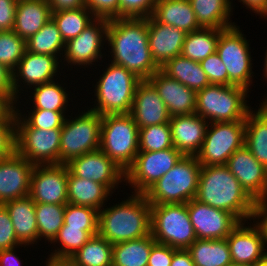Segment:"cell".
I'll use <instances>...</instances> for the list:
<instances>
[{
    "label": "cell",
    "mask_w": 267,
    "mask_h": 266,
    "mask_svg": "<svg viewBox=\"0 0 267 266\" xmlns=\"http://www.w3.org/2000/svg\"><path fill=\"white\" fill-rule=\"evenodd\" d=\"M157 0H120V18L151 17Z\"/></svg>",
    "instance_id": "7dc6e473"
},
{
    "label": "cell",
    "mask_w": 267,
    "mask_h": 266,
    "mask_svg": "<svg viewBox=\"0 0 267 266\" xmlns=\"http://www.w3.org/2000/svg\"><path fill=\"white\" fill-rule=\"evenodd\" d=\"M52 19L56 23L64 42L77 37L95 17L86 6L61 10L52 13Z\"/></svg>",
    "instance_id": "60d3db41"
},
{
    "label": "cell",
    "mask_w": 267,
    "mask_h": 266,
    "mask_svg": "<svg viewBox=\"0 0 267 266\" xmlns=\"http://www.w3.org/2000/svg\"><path fill=\"white\" fill-rule=\"evenodd\" d=\"M112 250L113 245L96 234L67 262L71 266H112Z\"/></svg>",
    "instance_id": "8d00e7d4"
},
{
    "label": "cell",
    "mask_w": 267,
    "mask_h": 266,
    "mask_svg": "<svg viewBox=\"0 0 267 266\" xmlns=\"http://www.w3.org/2000/svg\"><path fill=\"white\" fill-rule=\"evenodd\" d=\"M106 44L108 58L141 80H148L160 67L152 58L148 40V18L109 20ZM111 55V56H110Z\"/></svg>",
    "instance_id": "6da1fadb"
},
{
    "label": "cell",
    "mask_w": 267,
    "mask_h": 266,
    "mask_svg": "<svg viewBox=\"0 0 267 266\" xmlns=\"http://www.w3.org/2000/svg\"><path fill=\"white\" fill-rule=\"evenodd\" d=\"M170 123L139 128V152L160 151L172 148Z\"/></svg>",
    "instance_id": "b9f144b4"
},
{
    "label": "cell",
    "mask_w": 267,
    "mask_h": 266,
    "mask_svg": "<svg viewBox=\"0 0 267 266\" xmlns=\"http://www.w3.org/2000/svg\"><path fill=\"white\" fill-rule=\"evenodd\" d=\"M43 266H71L67 261H52V260H45Z\"/></svg>",
    "instance_id": "94428289"
},
{
    "label": "cell",
    "mask_w": 267,
    "mask_h": 266,
    "mask_svg": "<svg viewBox=\"0 0 267 266\" xmlns=\"http://www.w3.org/2000/svg\"><path fill=\"white\" fill-rule=\"evenodd\" d=\"M61 129L30 127L15 112V151L33 165L60 164Z\"/></svg>",
    "instance_id": "7c38bea8"
},
{
    "label": "cell",
    "mask_w": 267,
    "mask_h": 266,
    "mask_svg": "<svg viewBox=\"0 0 267 266\" xmlns=\"http://www.w3.org/2000/svg\"><path fill=\"white\" fill-rule=\"evenodd\" d=\"M170 266H195L187 249H176Z\"/></svg>",
    "instance_id": "680465c9"
},
{
    "label": "cell",
    "mask_w": 267,
    "mask_h": 266,
    "mask_svg": "<svg viewBox=\"0 0 267 266\" xmlns=\"http://www.w3.org/2000/svg\"><path fill=\"white\" fill-rule=\"evenodd\" d=\"M26 51V41L12 31H0V64L10 71L17 68Z\"/></svg>",
    "instance_id": "ee69618b"
},
{
    "label": "cell",
    "mask_w": 267,
    "mask_h": 266,
    "mask_svg": "<svg viewBox=\"0 0 267 266\" xmlns=\"http://www.w3.org/2000/svg\"><path fill=\"white\" fill-rule=\"evenodd\" d=\"M108 23L109 20L107 19L95 18L77 37L65 43V51L61 60L64 73L66 69L67 72L69 68V71L73 70V66L79 72L81 68L83 72L89 66L88 70L94 66L95 69H97V66H104L102 63L107 55L106 33Z\"/></svg>",
    "instance_id": "30bf717a"
},
{
    "label": "cell",
    "mask_w": 267,
    "mask_h": 266,
    "mask_svg": "<svg viewBox=\"0 0 267 266\" xmlns=\"http://www.w3.org/2000/svg\"><path fill=\"white\" fill-rule=\"evenodd\" d=\"M236 24L220 33L216 53L228 72V85L239 86L251 94L255 73L251 43L240 26Z\"/></svg>",
    "instance_id": "9c48e42d"
},
{
    "label": "cell",
    "mask_w": 267,
    "mask_h": 266,
    "mask_svg": "<svg viewBox=\"0 0 267 266\" xmlns=\"http://www.w3.org/2000/svg\"><path fill=\"white\" fill-rule=\"evenodd\" d=\"M91 237L92 236L87 231L81 230V228L62 227L51 242L52 245L50 244L47 246H50L51 249H49V251H51L46 259L52 261H67L82 248Z\"/></svg>",
    "instance_id": "74e56055"
},
{
    "label": "cell",
    "mask_w": 267,
    "mask_h": 266,
    "mask_svg": "<svg viewBox=\"0 0 267 266\" xmlns=\"http://www.w3.org/2000/svg\"><path fill=\"white\" fill-rule=\"evenodd\" d=\"M20 247H24V249L25 247H27V249L28 247L31 248V246L22 244L14 248L0 250V266H22V262L24 261L19 257L21 254H16V251L17 253L19 252L18 250Z\"/></svg>",
    "instance_id": "9f6ffc18"
},
{
    "label": "cell",
    "mask_w": 267,
    "mask_h": 266,
    "mask_svg": "<svg viewBox=\"0 0 267 266\" xmlns=\"http://www.w3.org/2000/svg\"><path fill=\"white\" fill-rule=\"evenodd\" d=\"M84 107L78 108L76 115L72 110L65 119L60 136V164L100 147L102 115Z\"/></svg>",
    "instance_id": "ba28073f"
},
{
    "label": "cell",
    "mask_w": 267,
    "mask_h": 266,
    "mask_svg": "<svg viewBox=\"0 0 267 266\" xmlns=\"http://www.w3.org/2000/svg\"><path fill=\"white\" fill-rule=\"evenodd\" d=\"M62 77H64L62 78L63 80H61V77H59L53 81L32 87L30 91H28L25 95H23V97L27 95L28 96L27 98L29 100L26 99V97H24L23 99L26 101L24 102L22 98H19L14 108H20V107L23 108V106H25V110L26 109H43V110H52L55 112H70L71 113L72 110L70 109L71 107L69 103L73 102V98L75 100L77 96L72 97V95L70 94L71 90H69L70 91L69 92L67 89L68 87L66 85L67 83L63 82L64 80H67L65 79V77L66 78L68 77L67 74L64 76L62 75ZM20 101L23 103V105ZM31 103L32 105H30ZM27 104H28V107L26 106Z\"/></svg>",
    "instance_id": "603a6c76"
},
{
    "label": "cell",
    "mask_w": 267,
    "mask_h": 266,
    "mask_svg": "<svg viewBox=\"0 0 267 266\" xmlns=\"http://www.w3.org/2000/svg\"><path fill=\"white\" fill-rule=\"evenodd\" d=\"M26 50L35 54L56 56L60 61L65 51V42L51 18L36 34L26 40Z\"/></svg>",
    "instance_id": "f35d334b"
},
{
    "label": "cell",
    "mask_w": 267,
    "mask_h": 266,
    "mask_svg": "<svg viewBox=\"0 0 267 266\" xmlns=\"http://www.w3.org/2000/svg\"><path fill=\"white\" fill-rule=\"evenodd\" d=\"M225 166L254 201L267 197V169L245 145L229 157Z\"/></svg>",
    "instance_id": "d6986e66"
},
{
    "label": "cell",
    "mask_w": 267,
    "mask_h": 266,
    "mask_svg": "<svg viewBox=\"0 0 267 266\" xmlns=\"http://www.w3.org/2000/svg\"><path fill=\"white\" fill-rule=\"evenodd\" d=\"M187 251L195 266H228L233 263L226 239H196Z\"/></svg>",
    "instance_id": "836d02e7"
},
{
    "label": "cell",
    "mask_w": 267,
    "mask_h": 266,
    "mask_svg": "<svg viewBox=\"0 0 267 266\" xmlns=\"http://www.w3.org/2000/svg\"><path fill=\"white\" fill-rule=\"evenodd\" d=\"M224 29L200 28L186 34L181 55L200 62L217 50L220 33Z\"/></svg>",
    "instance_id": "d590c367"
},
{
    "label": "cell",
    "mask_w": 267,
    "mask_h": 266,
    "mask_svg": "<svg viewBox=\"0 0 267 266\" xmlns=\"http://www.w3.org/2000/svg\"><path fill=\"white\" fill-rule=\"evenodd\" d=\"M22 245L13 228L10 215L3 204H0V250L10 249Z\"/></svg>",
    "instance_id": "681fc988"
},
{
    "label": "cell",
    "mask_w": 267,
    "mask_h": 266,
    "mask_svg": "<svg viewBox=\"0 0 267 266\" xmlns=\"http://www.w3.org/2000/svg\"><path fill=\"white\" fill-rule=\"evenodd\" d=\"M199 63L210 84L228 85L227 69L216 52Z\"/></svg>",
    "instance_id": "c3c4849f"
},
{
    "label": "cell",
    "mask_w": 267,
    "mask_h": 266,
    "mask_svg": "<svg viewBox=\"0 0 267 266\" xmlns=\"http://www.w3.org/2000/svg\"><path fill=\"white\" fill-rule=\"evenodd\" d=\"M68 167L66 164L35 165L29 197L35 203L66 205Z\"/></svg>",
    "instance_id": "e0dca14e"
},
{
    "label": "cell",
    "mask_w": 267,
    "mask_h": 266,
    "mask_svg": "<svg viewBox=\"0 0 267 266\" xmlns=\"http://www.w3.org/2000/svg\"><path fill=\"white\" fill-rule=\"evenodd\" d=\"M51 18L47 0H18L13 31L26 41Z\"/></svg>",
    "instance_id": "f1b7e54d"
},
{
    "label": "cell",
    "mask_w": 267,
    "mask_h": 266,
    "mask_svg": "<svg viewBox=\"0 0 267 266\" xmlns=\"http://www.w3.org/2000/svg\"><path fill=\"white\" fill-rule=\"evenodd\" d=\"M148 80L157 89L171 117L195 113V91L168 77L161 70L156 71Z\"/></svg>",
    "instance_id": "484cf974"
},
{
    "label": "cell",
    "mask_w": 267,
    "mask_h": 266,
    "mask_svg": "<svg viewBox=\"0 0 267 266\" xmlns=\"http://www.w3.org/2000/svg\"><path fill=\"white\" fill-rule=\"evenodd\" d=\"M248 93L239 86L210 84L196 92L195 113L208 123L245 121L252 109Z\"/></svg>",
    "instance_id": "5b68a950"
},
{
    "label": "cell",
    "mask_w": 267,
    "mask_h": 266,
    "mask_svg": "<svg viewBox=\"0 0 267 266\" xmlns=\"http://www.w3.org/2000/svg\"><path fill=\"white\" fill-rule=\"evenodd\" d=\"M34 167L16 151L0 161V204L29 196Z\"/></svg>",
    "instance_id": "ffe728a7"
},
{
    "label": "cell",
    "mask_w": 267,
    "mask_h": 266,
    "mask_svg": "<svg viewBox=\"0 0 267 266\" xmlns=\"http://www.w3.org/2000/svg\"><path fill=\"white\" fill-rule=\"evenodd\" d=\"M266 48H267V47H266ZM265 52H266V53H265V56H264V58H263V60H264V61H263V62H264V63H263V66H264V67H263V70H262V71H263V73H262L263 76H262V77H264L263 80L265 79V81H266V83H267V49H266Z\"/></svg>",
    "instance_id": "be15d7a7"
},
{
    "label": "cell",
    "mask_w": 267,
    "mask_h": 266,
    "mask_svg": "<svg viewBox=\"0 0 267 266\" xmlns=\"http://www.w3.org/2000/svg\"><path fill=\"white\" fill-rule=\"evenodd\" d=\"M228 266H248V265L231 263Z\"/></svg>",
    "instance_id": "a7ac6f4b"
},
{
    "label": "cell",
    "mask_w": 267,
    "mask_h": 266,
    "mask_svg": "<svg viewBox=\"0 0 267 266\" xmlns=\"http://www.w3.org/2000/svg\"><path fill=\"white\" fill-rule=\"evenodd\" d=\"M52 13L86 6V0H47Z\"/></svg>",
    "instance_id": "6f0895ef"
},
{
    "label": "cell",
    "mask_w": 267,
    "mask_h": 266,
    "mask_svg": "<svg viewBox=\"0 0 267 266\" xmlns=\"http://www.w3.org/2000/svg\"><path fill=\"white\" fill-rule=\"evenodd\" d=\"M0 97H2L12 108L15 107L17 98L13 88V73L7 67L0 64Z\"/></svg>",
    "instance_id": "816d5d0a"
},
{
    "label": "cell",
    "mask_w": 267,
    "mask_h": 266,
    "mask_svg": "<svg viewBox=\"0 0 267 266\" xmlns=\"http://www.w3.org/2000/svg\"><path fill=\"white\" fill-rule=\"evenodd\" d=\"M86 8L95 18H120V0H86Z\"/></svg>",
    "instance_id": "f907efd6"
},
{
    "label": "cell",
    "mask_w": 267,
    "mask_h": 266,
    "mask_svg": "<svg viewBox=\"0 0 267 266\" xmlns=\"http://www.w3.org/2000/svg\"><path fill=\"white\" fill-rule=\"evenodd\" d=\"M12 220L16 237L21 244L31 246L38 243V228L36 223V203L29 197L6 202L3 204Z\"/></svg>",
    "instance_id": "4316f807"
},
{
    "label": "cell",
    "mask_w": 267,
    "mask_h": 266,
    "mask_svg": "<svg viewBox=\"0 0 267 266\" xmlns=\"http://www.w3.org/2000/svg\"><path fill=\"white\" fill-rule=\"evenodd\" d=\"M172 143L184 156H196L203 145L208 121L196 113L170 118Z\"/></svg>",
    "instance_id": "cb8c5ba5"
},
{
    "label": "cell",
    "mask_w": 267,
    "mask_h": 266,
    "mask_svg": "<svg viewBox=\"0 0 267 266\" xmlns=\"http://www.w3.org/2000/svg\"><path fill=\"white\" fill-rule=\"evenodd\" d=\"M100 150L126 171L139 152V128L130 113L102 115Z\"/></svg>",
    "instance_id": "52a82bcc"
},
{
    "label": "cell",
    "mask_w": 267,
    "mask_h": 266,
    "mask_svg": "<svg viewBox=\"0 0 267 266\" xmlns=\"http://www.w3.org/2000/svg\"><path fill=\"white\" fill-rule=\"evenodd\" d=\"M130 114L138 128L168 123L171 118L157 89L149 80H141L137 85Z\"/></svg>",
    "instance_id": "7402d4cb"
},
{
    "label": "cell",
    "mask_w": 267,
    "mask_h": 266,
    "mask_svg": "<svg viewBox=\"0 0 267 266\" xmlns=\"http://www.w3.org/2000/svg\"><path fill=\"white\" fill-rule=\"evenodd\" d=\"M194 199L230 212L240 222L251 220L255 203L225 165L201 166Z\"/></svg>",
    "instance_id": "3957f363"
},
{
    "label": "cell",
    "mask_w": 267,
    "mask_h": 266,
    "mask_svg": "<svg viewBox=\"0 0 267 266\" xmlns=\"http://www.w3.org/2000/svg\"><path fill=\"white\" fill-rule=\"evenodd\" d=\"M151 235L159 244L187 249L197 239L187 203L151 205Z\"/></svg>",
    "instance_id": "8fae6325"
},
{
    "label": "cell",
    "mask_w": 267,
    "mask_h": 266,
    "mask_svg": "<svg viewBox=\"0 0 267 266\" xmlns=\"http://www.w3.org/2000/svg\"><path fill=\"white\" fill-rule=\"evenodd\" d=\"M18 0H0V31H12Z\"/></svg>",
    "instance_id": "db71d44e"
},
{
    "label": "cell",
    "mask_w": 267,
    "mask_h": 266,
    "mask_svg": "<svg viewBox=\"0 0 267 266\" xmlns=\"http://www.w3.org/2000/svg\"><path fill=\"white\" fill-rule=\"evenodd\" d=\"M175 250L168 245L156 243L150 252L147 266H170Z\"/></svg>",
    "instance_id": "f5cc1de1"
},
{
    "label": "cell",
    "mask_w": 267,
    "mask_h": 266,
    "mask_svg": "<svg viewBox=\"0 0 267 266\" xmlns=\"http://www.w3.org/2000/svg\"><path fill=\"white\" fill-rule=\"evenodd\" d=\"M160 70L168 77L179 81L195 92L210 85V81L200 63L182 55L168 60Z\"/></svg>",
    "instance_id": "d6a6232c"
},
{
    "label": "cell",
    "mask_w": 267,
    "mask_h": 266,
    "mask_svg": "<svg viewBox=\"0 0 267 266\" xmlns=\"http://www.w3.org/2000/svg\"><path fill=\"white\" fill-rule=\"evenodd\" d=\"M226 240L235 264L254 266L267 253L264 238L251 220L240 222Z\"/></svg>",
    "instance_id": "44dd1931"
},
{
    "label": "cell",
    "mask_w": 267,
    "mask_h": 266,
    "mask_svg": "<svg viewBox=\"0 0 267 266\" xmlns=\"http://www.w3.org/2000/svg\"><path fill=\"white\" fill-rule=\"evenodd\" d=\"M113 193L106 185L93 180L83 179L74 176L68 170L67 197L68 203L95 208L100 211L109 200Z\"/></svg>",
    "instance_id": "83f0119b"
},
{
    "label": "cell",
    "mask_w": 267,
    "mask_h": 266,
    "mask_svg": "<svg viewBox=\"0 0 267 266\" xmlns=\"http://www.w3.org/2000/svg\"><path fill=\"white\" fill-rule=\"evenodd\" d=\"M60 72L64 73L61 61L56 56L35 54L26 50L12 72L15 97L22 98L32 87L59 78L62 76Z\"/></svg>",
    "instance_id": "9a60e30c"
},
{
    "label": "cell",
    "mask_w": 267,
    "mask_h": 266,
    "mask_svg": "<svg viewBox=\"0 0 267 266\" xmlns=\"http://www.w3.org/2000/svg\"><path fill=\"white\" fill-rule=\"evenodd\" d=\"M126 195L127 199L98 211V234L112 245L151 234V205L145 194Z\"/></svg>",
    "instance_id": "7a4b0ae2"
},
{
    "label": "cell",
    "mask_w": 267,
    "mask_h": 266,
    "mask_svg": "<svg viewBox=\"0 0 267 266\" xmlns=\"http://www.w3.org/2000/svg\"><path fill=\"white\" fill-rule=\"evenodd\" d=\"M15 151V109L0 118V161Z\"/></svg>",
    "instance_id": "bcb514c9"
},
{
    "label": "cell",
    "mask_w": 267,
    "mask_h": 266,
    "mask_svg": "<svg viewBox=\"0 0 267 266\" xmlns=\"http://www.w3.org/2000/svg\"><path fill=\"white\" fill-rule=\"evenodd\" d=\"M254 266H267V253Z\"/></svg>",
    "instance_id": "03108f58"
},
{
    "label": "cell",
    "mask_w": 267,
    "mask_h": 266,
    "mask_svg": "<svg viewBox=\"0 0 267 266\" xmlns=\"http://www.w3.org/2000/svg\"><path fill=\"white\" fill-rule=\"evenodd\" d=\"M105 64L107 66L103 67L102 74L100 71L95 72L100 76L94 79L96 84H92L93 92L88 93L89 95L94 93L92 102H89H94L93 107L91 105L89 107L88 104L86 107L101 115L130 113L135 91L141 79L123 66L109 60Z\"/></svg>",
    "instance_id": "277c9868"
},
{
    "label": "cell",
    "mask_w": 267,
    "mask_h": 266,
    "mask_svg": "<svg viewBox=\"0 0 267 266\" xmlns=\"http://www.w3.org/2000/svg\"><path fill=\"white\" fill-rule=\"evenodd\" d=\"M157 242L151 234L113 244L112 266H147L152 247Z\"/></svg>",
    "instance_id": "e575fe53"
},
{
    "label": "cell",
    "mask_w": 267,
    "mask_h": 266,
    "mask_svg": "<svg viewBox=\"0 0 267 266\" xmlns=\"http://www.w3.org/2000/svg\"><path fill=\"white\" fill-rule=\"evenodd\" d=\"M66 165L74 176L106 185L113 193L125 186V171L100 149L75 157Z\"/></svg>",
    "instance_id": "2e32d148"
},
{
    "label": "cell",
    "mask_w": 267,
    "mask_h": 266,
    "mask_svg": "<svg viewBox=\"0 0 267 266\" xmlns=\"http://www.w3.org/2000/svg\"><path fill=\"white\" fill-rule=\"evenodd\" d=\"M11 108V106L0 97V118Z\"/></svg>",
    "instance_id": "6125c7cd"
},
{
    "label": "cell",
    "mask_w": 267,
    "mask_h": 266,
    "mask_svg": "<svg viewBox=\"0 0 267 266\" xmlns=\"http://www.w3.org/2000/svg\"><path fill=\"white\" fill-rule=\"evenodd\" d=\"M152 17L186 33L200 29L189 0H157Z\"/></svg>",
    "instance_id": "f546056e"
},
{
    "label": "cell",
    "mask_w": 267,
    "mask_h": 266,
    "mask_svg": "<svg viewBox=\"0 0 267 266\" xmlns=\"http://www.w3.org/2000/svg\"><path fill=\"white\" fill-rule=\"evenodd\" d=\"M15 112L30 126L44 130L62 129L68 112L52 110L14 108ZM28 112V113H27ZM27 113V114H26Z\"/></svg>",
    "instance_id": "f6af8a7d"
},
{
    "label": "cell",
    "mask_w": 267,
    "mask_h": 266,
    "mask_svg": "<svg viewBox=\"0 0 267 266\" xmlns=\"http://www.w3.org/2000/svg\"><path fill=\"white\" fill-rule=\"evenodd\" d=\"M183 156L174 147L156 152H138L134 162L125 171V187H130L131 193L144 194Z\"/></svg>",
    "instance_id": "5bb4252c"
},
{
    "label": "cell",
    "mask_w": 267,
    "mask_h": 266,
    "mask_svg": "<svg viewBox=\"0 0 267 266\" xmlns=\"http://www.w3.org/2000/svg\"><path fill=\"white\" fill-rule=\"evenodd\" d=\"M252 108L245 119V142L257 161L267 169V114L259 106Z\"/></svg>",
    "instance_id": "1f68e13d"
},
{
    "label": "cell",
    "mask_w": 267,
    "mask_h": 266,
    "mask_svg": "<svg viewBox=\"0 0 267 266\" xmlns=\"http://www.w3.org/2000/svg\"><path fill=\"white\" fill-rule=\"evenodd\" d=\"M245 142V121L209 123L200 152L202 166L225 165L229 157Z\"/></svg>",
    "instance_id": "4fadbf2b"
},
{
    "label": "cell",
    "mask_w": 267,
    "mask_h": 266,
    "mask_svg": "<svg viewBox=\"0 0 267 266\" xmlns=\"http://www.w3.org/2000/svg\"><path fill=\"white\" fill-rule=\"evenodd\" d=\"M62 227L81 228L94 236L98 234V210L67 203Z\"/></svg>",
    "instance_id": "7bdbcfd3"
},
{
    "label": "cell",
    "mask_w": 267,
    "mask_h": 266,
    "mask_svg": "<svg viewBox=\"0 0 267 266\" xmlns=\"http://www.w3.org/2000/svg\"><path fill=\"white\" fill-rule=\"evenodd\" d=\"M200 28L227 29L236 25L233 0H189Z\"/></svg>",
    "instance_id": "4dcf8cb0"
},
{
    "label": "cell",
    "mask_w": 267,
    "mask_h": 266,
    "mask_svg": "<svg viewBox=\"0 0 267 266\" xmlns=\"http://www.w3.org/2000/svg\"><path fill=\"white\" fill-rule=\"evenodd\" d=\"M191 224L197 239H226L240 221L230 212H226L196 199L187 202Z\"/></svg>",
    "instance_id": "ac0fdd59"
},
{
    "label": "cell",
    "mask_w": 267,
    "mask_h": 266,
    "mask_svg": "<svg viewBox=\"0 0 267 266\" xmlns=\"http://www.w3.org/2000/svg\"><path fill=\"white\" fill-rule=\"evenodd\" d=\"M66 205L36 203V223L38 228V242L45 240L50 244L58 231L64 225V213Z\"/></svg>",
    "instance_id": "ab89813d"
},
{
    "label": "cell",
    "mask_w": 267,
    "mask_h": 266,
    "mask_svg": "<svg viewBox=\"0 0 267 266\" xmlns=\"http://www.w3.org/2000/svg\"><path fill=\"white\" fill-rule=\"evenodd\" d=\"M267 92V90H266ZM259 106L266 112L267 114V94L265 93L264 97L261 101H259Z\"/></svg>",
    "instance_id": "e7e4bbea"
},
{
    "label": "cell",
    "mask_w": 267,
    "mask_h": 266,
    "mask_svg": "<svg viewBox=\"0 0 267 266\" xmlns=\"http://www.w3.org/2000/svg\"><path fill=\"white\" fill-rule=\"evenodd\" d=\"M251 221L259 228L267 246V197L255 201Z\"/></svg>",
    "instance_id": "11a10c76"
},
{
    "label": "cell",
    "mask_w": 267,
    "mask_h": 266,
    "mask_svg": "<svg viewBox=\"0 0 267 266\" xmlns=\"http://www.w3.org/2000/svg\"><path fill=\"white\" fill-rule=\"evenodd\" d=\"M186 32L176 27L158 23L148 17V40L151 55L161 68L168 60L181 55Z\"/></svg>",
    "instance_id": "d4e9b609"
},
{
    "label": "cell",
    "mask_w": 267,
    "mask_h": 266,
    "mask_svg": "<svg viewBox=\"0 0 267 266\" xmlns=\"http://www.w3.org/2000/svg\"><path fill=\"white\" fill-rule=\"evenodd\" d=\"M260 15V16H259ZM260 19V17L263 19V20H267V3H266V6L262 9V11L257 15Z\"/></svg>",
    "instance_id": "003e7915"
},
{
    "label": "cell",
    "mask_w": 267,
    "mask_h": 266,
    "mask_svg": "<svg viewBox=\"0 0 267 266\" xmlns=\"http://www.w3.org/2000/svg\"><path fill=\"white\" fill-rule=\"evenodd\" d=\"M238 2L242 3L243 7H246V10H250V13H254L253 15L257 17L266 6L267 0H239Z\"/></svg>",
    "instance_id": "91938a15"
},
{
    "label": "cell",
    "mask_w": 267,
    "mask_h": 266,
    "mask_svg": "<svg viewBox=\"0 0 267 266\" xmlns=\"http://www.w3.org/2000/svg\"><path fill=\"white\" fill-rule=\"evenodd\" d=\"M201 166L196 156H183L144 193L150 205L187 203L194 199Z\"/></svg>",
    "instance_id": "8992f818"
}]
</instances>
